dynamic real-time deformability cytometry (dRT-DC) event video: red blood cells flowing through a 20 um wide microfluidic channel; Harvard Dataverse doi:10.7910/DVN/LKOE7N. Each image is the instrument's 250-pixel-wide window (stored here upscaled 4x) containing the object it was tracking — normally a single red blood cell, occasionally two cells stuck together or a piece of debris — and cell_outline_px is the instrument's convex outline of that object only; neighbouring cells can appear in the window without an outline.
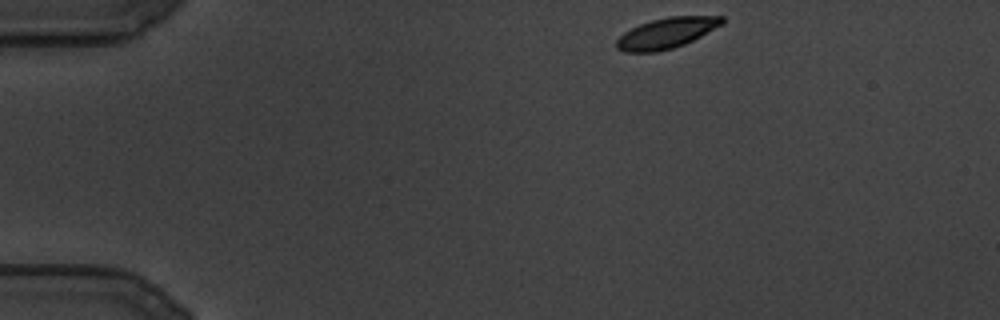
{"species": "common noctule bat (a hibernating species)", "species_latin": "Nyctalus noctula", "temperature_condition": "cold", "stored_images_in_passage": 96, "camera_frame_rate_fps": 3000, "um_per_image_px": 0.085, "animal": {"sex": "male", "body_mass_g": 19.5, "forearm_length_mm": 54.6}, "frame": {"image": 1, "passage_image": 1, "time_ms": 0.0, "image_size_px": [1000, 320], "cell_outline_px": [[724, 24], [684, 44], [672, 48], [656, 52], [624, 52], [616, 48], [616, 40], [624, 32], [640, 24], [652, 20], [668, 16], [724, 16]], "centroid_in_image_um": [56.65, 2.81], "position_along_channel_um": 28.4, "area_um2": 18.73}}
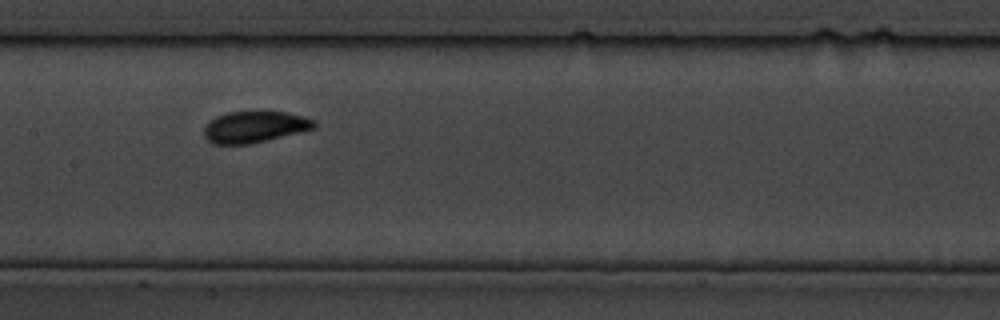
{"frame": {"image": 2, "passage_image": 42, "time_ms": 13.667, "image_size_px": [1000, 320], "cell_outline_px": [[316, 128], [252, 144], [212, 144], [204, 136], [204, 128], [216, 116], [228, 112], [288, 112], [312, 120], [316, 124]], "centroid_in_image_um": [21.63, 10.8], "position_along_channel_um": 185.8, "area_um2": 19.94}}
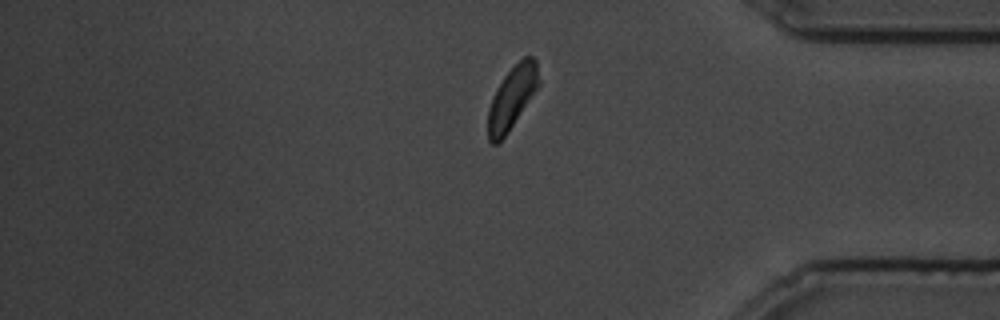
{"frame": {"image": 3, "passage_image": 82, "time_ms": 27.0, "image_size_px": [1000, 320], "cell_outline_px": [[540, 84], [508, 132], [496, 144], [492, 144], [488, 140], [488, 108], [492, 96], [496, 88], [504, 76], [524, 56], [532, 56], [536, 60]], "centroid_in_image_um": [43.51, 8.3], "position_along_channel_um": 391.7, "area_um2": 18.32}}